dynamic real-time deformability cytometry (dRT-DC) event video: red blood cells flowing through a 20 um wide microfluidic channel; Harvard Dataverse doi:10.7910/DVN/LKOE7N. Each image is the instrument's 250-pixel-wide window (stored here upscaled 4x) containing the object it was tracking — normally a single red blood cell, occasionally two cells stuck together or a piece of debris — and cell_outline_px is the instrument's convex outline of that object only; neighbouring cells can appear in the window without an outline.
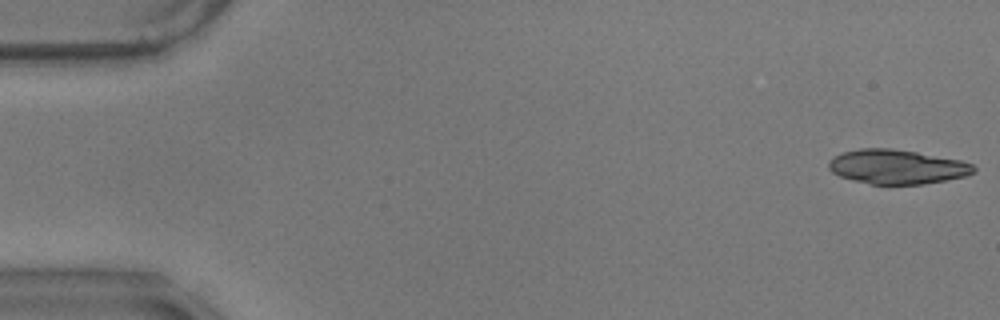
{"species": "common noctule bat (a hibernating species)", "species_latin": "Nyctalus noctula", "temperature_condition": "warm", "stored_images_in_passage": 8, "camera_frame_rate_fps": 3000, "um_per_image_px": 0.085, "animal": {"sex": "male", "body_mass_g": 17.9}, "frame": {"image": 1, "passage_image": 1, "time_ms": 0.0, "image_size_px": [1000, 320], "cell_outline_px": [[976, 172], [968, 176], [924, 184], [872, 184], [852, 180], [840, 176], [832, 172], [828, 168], [828, 160], [844, 152], [860, 148], [892, 148], [916, 152], [960, 160], [972, 164], [976, 168]], "centroid_in_image_um": [76.26, 14.18], "position_along_channel_um": 8.7, "area_um2": 29.07}}